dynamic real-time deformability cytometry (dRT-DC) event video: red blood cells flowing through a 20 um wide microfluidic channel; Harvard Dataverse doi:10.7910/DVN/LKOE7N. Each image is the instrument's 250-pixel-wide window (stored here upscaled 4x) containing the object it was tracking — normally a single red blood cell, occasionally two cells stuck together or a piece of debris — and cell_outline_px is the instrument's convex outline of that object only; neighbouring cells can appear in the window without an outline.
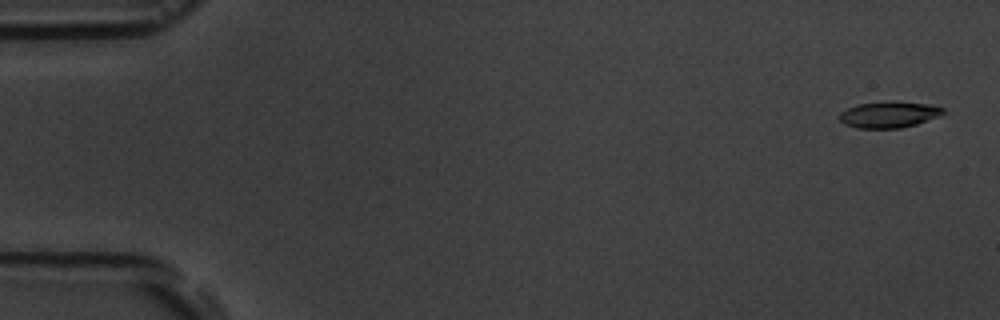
{"species": "common noctule bat (a hibernating species)", "species_latin": "Nyctalus noctula", "temperature_condition": "room temperature", "stored_images_in_passage": 6, "camera_frame_rate_fps": 3000, "um_per_image_px": 0.085, "animal": {"sex": "male", "body_mass_g": 19.5, "forearm_length_mm": 54.6}, "frame": {"image": 1, "passage_image": 1, "time_ms": 0.0, "image_size_px": [1000, 320], "cell_outline_px": [[944, 112], [940, 116], [916, 124], [900, 128], [856, 128], [844, 124], [840, 120], [840, 112], [848, 108], [860, 104], [896, 100], [924, 104], [944, 108]], "centroid_in_image_um": [75.56, 9.74], "position_along_channel_um": 9.4, "area_um2": 15.78}}
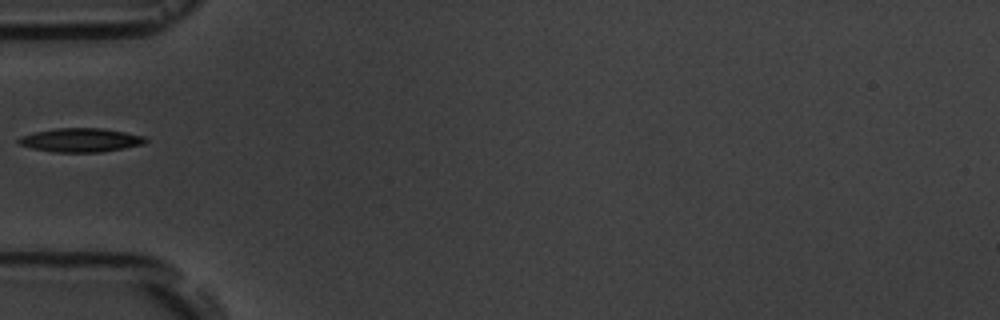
{"frame": {"image": 2, "passage_image": 5, "time_ms": 5.667, "image_size_px": [1000, 320], "cell_outline_px": [[148, 140], [144, 144], [124, 148], [100, 152], [56, 152], [32, 148], [20, 144], [16, 140], [20, 136], [36, 132], [56, 128], [104, 128], [144, 136]], "centroid_in_image_um": [6.87, 11.9], "position_along_channel_um": 78.1, "area_um2": 17.51}}
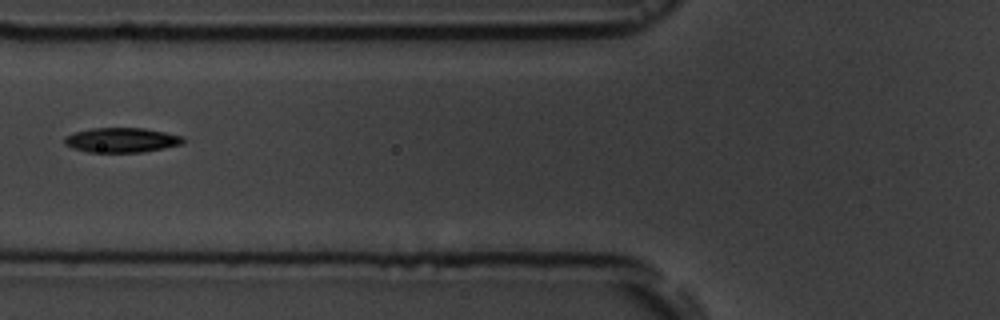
{"frame": {"image": 3, "passage_image": 6, "time_ms": 6.667, "image_size_px": [1000, 320], "cell_outline_px": [[184, 144], [164, 148], [140, 152], [88, 152], [72, 148], [64, 144], [64, 136], [76, 132], [92, 128], [144, 128], [164, 132], [180, 136], [184, 140]], "centroid_in_image_um": [10.3, 11.91], "position_along_channel_um": 115.5, "area_um2": 16.99}}